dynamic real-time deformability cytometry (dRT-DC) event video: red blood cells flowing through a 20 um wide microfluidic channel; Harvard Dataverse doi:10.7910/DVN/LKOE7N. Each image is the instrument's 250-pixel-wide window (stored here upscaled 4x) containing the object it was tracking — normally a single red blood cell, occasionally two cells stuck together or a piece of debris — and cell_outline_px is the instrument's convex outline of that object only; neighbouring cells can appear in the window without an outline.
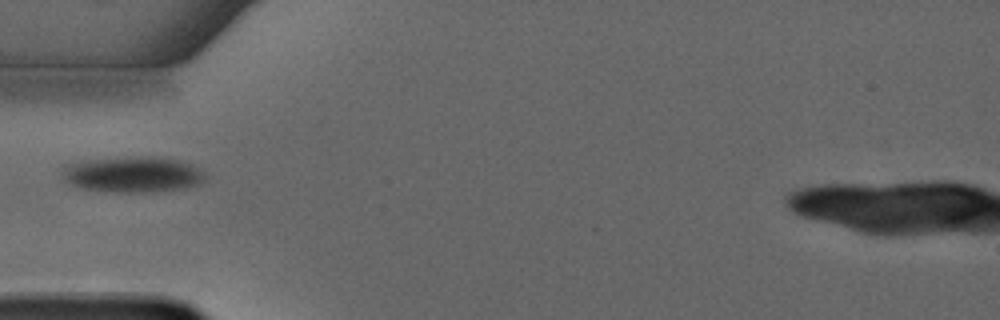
{"species": "common noctule bat (a hibernating species)", "species_latin": "Nyctalus noctula", "temperature_condition": "warm", "stored_images_in_passage": 39, "segment_of_instrument_passage": [1, 2], "camera_frame_rate_fps": 3000, "um_per_image_px": 0.085, "animal": {"sex": "male", "forearm_length_mm": 52.5}, "frame": {"image": 1, "passage_image": 1, "time_ms": 0.0, "image_size_px": [1000, 320], "cell_outline_px": [[204, 180], [196, 184], [180, 188], [144, 192], [120, 192], [84, 188], [72, 184], [64, 180], [64, 164], [80, 160], [144, 156], [152, 156], [180, 160], [200, 168], [204, 172]], "centroid_in_image_um": [11.27, 14.8], "position_along_channel_um": 73.7, "area_um2": 29.42}}
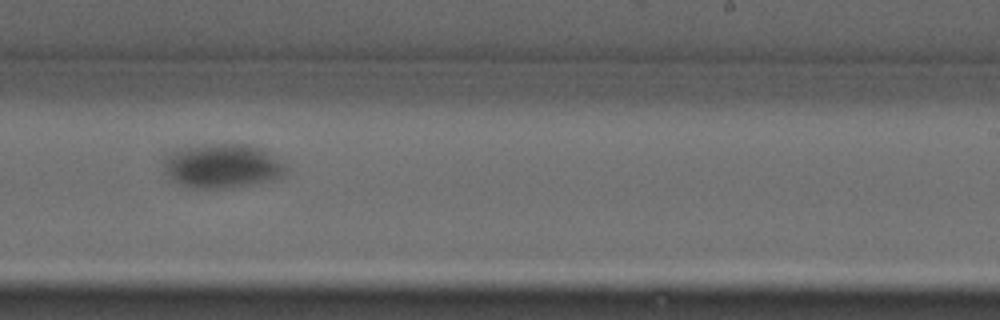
{"frame": {"image": 2, "passage_image": 17, "time_ms": 5.333, "image_size_px": [1000, 320], "cell_outline_px": [[284, 168], [276, 176], [260, 180], [240, 184], [216, 188], [204, 188], [184, 184], [176, 180], [168, 172], [164, 164], [176, 152], [192, 148], [220, 144], [244, 144], [260, 148], [280, 164]], "centroid_in_image_um": [18.86, 14.08], "position_along_channel_um": 270.1, "area_um2": 28.03}}
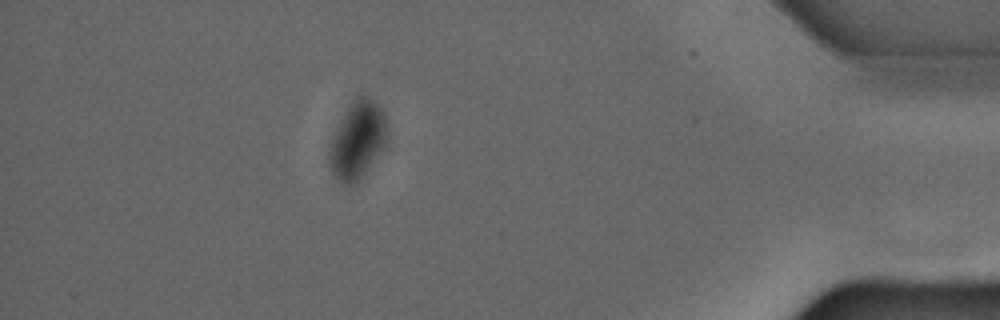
{"frame": {"image": 3, "passage_image": 32, "time_ms": 10.333, "image_size_px": [1000, 320], "cell_outline_px": [[388, 144], [360, 180], [356, 184], [344, 184], [332, 176], [328, 164], [328, 144], [348, 104], [360, 92], [364, 92], [380, 104], [384, 112], [388, 124]], "centroid_in_image_um": [30.41, 11.87], "position_along_channel_um": 404.8, "area_um2": 27.57}}